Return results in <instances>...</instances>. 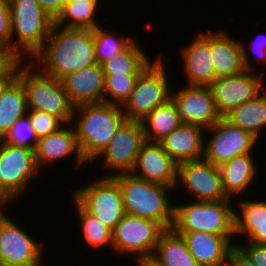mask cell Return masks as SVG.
<instances>
[{"instance_id": "obj_1", "label": "cell", "mask_w": 266, "mask_h": 266, "mask_svg": "<svg viewBox=\"0 0 266 266\" xmlns=\"http://www.w3.org/2000/svg\"><path fill=\"white\" fill-rule=\"evenodd\" d=\"M30 61L43 73L59 80L69 73L98 64L93 30L53 24L43 48Z\"/></svg>"}, {"instance_id": "obj_2", "label": "cell", "mask_w": 266, "mask_h": 266, "mask_svg": "<svg viewBox=\"0 0 266 266\" xmlns=\"http://www.w3.org/2000/svg\"><path fill=\"white\" fill-rule=\"evenodd\" d=\"M126 120L120 105L100 102L75 106L72 124L87 163L94 161Z\"/></svg>"}, {"instance_id": "obj_3", "label": "cell", "mask_w": 266, "mask_h": 266, "mask_svg": "<svg viewBox=\"0 0 266 266\" xmlns=\"http://www.w3.org/2000/svg\"><path fill=\"white\" fill-rule=\"evenodd\" d=\"M113 177L120 186L126 214L158 222L165 229L172 228L175 203L169 193L176 191L173 187L151 183L131 173Z\"/></svg>"}, {"instance_id": "obj_4", "label": "cell", "mask_w": 266, "mask_h": 266, "mask_svg": "<svg viewBox=\"0 0 266 266\" xmlns=\"http://www.w3.org/2000/svg\"><path fill=\"white\" fill-rule=\"evenodd\" d=\"M11 10V51L31 60L44 46L54 20L37 0H9Z\"/></svg>"}, {"instance_id": "obj_5", "label": "cell", "mask_w": 266, "mask_h": 266, "mask_svg": "<svg viewBox=\"0 0 266 266\" xmlns=\"http://www.w3.org/2000/svg\"><path fill=\"white\" fill-rule=\"evenodd\" d=\"M17 78L22 82L28 110L43 111L63 124L72 123L75 105L65 92L62 81L43 73L31 61H24Z\"/></svg>"}, {"instance_id": "obj_6", "label": "cell", "mask_w": 266, "mask_h": 266, "mask_svg": "<svg viewBox=\"0 0 266 266\" xmlns=\"http://www.w3.org/2000/svg\"><path fill=\"white\" fill-rule=\"evenodd\" d=\"M233 201L228 198L220 201L174 204L172 229L176 233L202 231L222 236H235Z\"/></svg>"}, {"instance_id": "obj_7", "label": "cell", "mask_w": 266, "mask_h": 266, "mask_svg": "<svg viewBox=\"0 0 266 266\" xmlns=\"http://www.w3.org/2000/svg\"><path fill=\"white\" fill-rule=\"evenodd\" d=\"M153 60L140 73L129 99L122 106L127 120L141 121L171 97L173 85L169 82L171 75L166 73L164 56L157 54Z\"/></svg>"}, {"instance_id": "obj_8", "label": "cell", "mask_w": 266, "mask_h": 266, "mask_svg": "<svg viewBox=\"0 0 266 266\" xmlns=\"http://www.w3.org/2000/svg\"><path fill=\"white\" fill-rule=\"evenodd\" d=\"M39 172L34 150L0 140V199L6 205L24 196Z\"/></svg>"}, {"instance_id": "obj_9", "label": "cell", "mask_w": 266, "mask_h": 266, "mask_svg": "<svg viewBox=\"0 0 266 266\" xmlns=\"http://www.w3.org/2000/svg\"><path fill=\"white\" fill-rule=\"evenodd\" d=\"M92 181L70 193L89 213L113 231L126 214L120 186L112 176H100Z\"/></svg>"}, {"instance_id": "obj_10", "label": "cell", "mask_w": 266, "mask_h": 266, "mask_svg": "<svg viewBox=\"0 0 266 266\" xmlns=\"http://www.w3.org/2000/svg\"><path fill=\"white\" fill-rule=\"evenodd\" d=\"M45 246L7 216L6 210L0 215V266H47Z\"/></svg>"}, {"instance_id": "obj_11", "label": "cell", "mask_w": 266, "mask_h": 266, "mask_svg": "<svg viewBox=\"0 0 266 266\" xmlns=\"http://www.w3.org/2000/svg\"><path fill=\"white\" fill-rule=\"evenodd\" d=\"M166 229L158 222L125 214L115 226L112 252L134 257L153 256L161 234Z\"/></svg>"}, {"instance_id": "obj_12", "label": "cell", "mask_w": 266, "mask_h": 266, "mask_svg": "<svg viewBox=\"0 0 266 266\" xmlns=\"http://www.w3.org/2000/svg\"><path fill=\"white\" fill-rule=\"evenodd\" d=\"M146 142L140 121L126 120L113 135L110 143L94 159L102 157L105 173L102 176H115L130 173L139 155L141 146Z\"/></svg>"}, {"instance_id": "obj_13", "label": "cell", "mask_w": 266, "mask_h": 266, "mask_svg": "<svg viewBox=\"0 0 266 266\" xmlns=\"http://www.w3.org/2000/svg\"><path fill=\"white\" fill-rule=\"evenodd\" d=\"M205 132H207L206 137H210L204 138L206 142H204L203 157L216 166L234 157L254 153L252 152L255 151L254 146L260 142L251 133L230 124L224 118L205 129Z\"/></svg>"}, {"instance_id": "obj_14", "label": "cell", "mask_w": 266, "mask_h": 266, "mask_svg": "<svg viewBox=\"0 0 266 266\" xmlns=\"http://www.w3.org/2000/svg\"><path fill=\"white\" fill-rule=\"evenodd\" d=\"M180 183V184H179ZM185 187L191 200L210 202L227 200L219 166L204 157L178 164L176 188Z\"/></svg>"}, {"instance_id": "obj_15", "label": "cell", "mask_w": 266, "mask_h": 266, "mask_svg": "<svg viewBox=\"0 0 266 266\" xmlns=\"http://www.w3.org/2000/svg\"><path fill=\"white\" fill-rule=\"evenodd\" d=\"M172 89L170 100L183 124L198 125L204 129L212 127L222 116L215 105L210 87L188 86Z\"/></svg>"}, {"instance_id": "obj_16", "label": "cell", "mask_w": 266, "mask_h": 266, "mask_svg": "<svg viewBox=\"0 0 266 266\" xmlns=\"http://www.w3.org/2000/svg\"><path fill=\"white\" fill-rule=\"evenodd\" d=\"M261 73L244 70L242 73L222 76L210 86L215 105L222 118L237 106L251 100L262 91Z\"/></svg>"}, {"instance_id": "obj_17", "label": "cell", "mask_w": 266, "mask_h": 266, "mask_svg": "<svg viewBox=\"0 0 266 266\" xmlns=\"http://www.w3.org/2000/svg\"><path fill=\"white\" fill-rule=\"evenodd\" d=\"M228 34L226 30H210V54L216 77L236 75L244 70L254 72L256 65L251 63L248 47Z\"/></svg>"}, {"instance_id": "obj_18", "label": "cell", "mask_w": 266, "mask_h": 266, "mask_svg": "<svg viewBox=\"0 0 266 266\" xmlns=\"http://www.w3.org/2000/svg\"><path fill=\"white\" fill-rule=\"evenodd\" d=\"M202 31L180 50L182 73L188 86L210 87L217 78L211 61L210 29Z\"/></svg>"}, {"instance_id": "obj_19", "label": "cell", "mask_w": 266, "mask_h": 266, "mask_svg": "<svg viewBox=\"0 0 266 266\" xmlns=\"http://www.w3.org/2000/svg\"><path fill=\"white\" fill-rule=\"evenodd\" d=\"M178 165L157 142L146 141L140 149L132 175L151 183L176 188Z\"/></svg>"}, {"instance_id": "obj_20", "label": "cell", "mask_w": 266, "mask_h": 266, "mask_svg": "<svg viewBox=\"0 0 266 266\" xmlns=\"http://www.w3.org/2000/svg\"><path fill=\"white\" fill-rule=\"evenodd\" d=\"M34 153L37 166L41 171L44 170L42 168H45V165L48 166L72 156L75 157L74 167L81 168L88 164L81 155L72 123L64 124L57 131L39 138Z\"/></svg>"}, {"instance_id": "obj_21", "label": "cell", "mask_w": 266, "mask_h": 266, "mask_svg": "<svg viewBox=\"0 0 266 266\" xmlns=\"http://www.w3.org/2000/svg\"><path fill=\"white\" fill-rule=\"evenodd\" d=\"M199 266H227L231 250L236 246L235 236H222L209 232L178 233Z\"/></svg>"}, {"instance_id": "obj_22", "label": "cell", "mask_w": 266, "mask_h": 266, "mask_svg": "<svg viewBox=\"0 0 266 266\" xmlns=\"http://www.w3.org/2000/svg\"><path fill=\"white\" fill-rule=\"evenodd\" d=\"M104 79L102 65L95 64L69 73L61 81L70 101L77 106L103 102Z\"/></svg>"}, {"instance_id": "obj_23", "label": "cell", "mask_w": 266, "mask_h": 266, "mask_svg": "<svg viewBox=\"0 0 266 266\" xmlns=\"http://www.w3.org/2000/svg\"><path fill=\"white\" fill-rule=\"evenodd\" d=\"M204 132L205 129L201 126L182 124L159 143L178 165L203 157L206 136Z\"/></svg>"}, {"instance_id": "obj_24", "label": "cell", "mask_w": 266, "mask_h": 266, "mask_svg": "<svg viewBox=\"0 0 266 266\" xmlns=\"http://www.w3.org/2000/svg\"><path fill=\"white\" fill-rule=\"evenodd\" d=\"M254 155L247 153L237 156L219 166L222 187L228 198L235 200L239 195H246L244 193L250 189V185L256 182L260 170H257Z\"/></svg>"}, {"instance_id": "obj_25", "label": "cell", "mask_w": 266, "mask_h": 266, "mask_svg": "<svg viewBox=\"0 0 266 266\" xmlns=\"http://www.w3.org/2000/svg\"><path fill=\"white\" fill-rule=\"evenodd\" d=\"M252 200L240 198L236 204L239 209L234 213L235 237L243 236L246 241L266 245V200Z\"/></svg>"}, {"instance_id": "obj_26", "label": "cell", "mask_w": 266, "mask_h": 266, "mask_svg": "<svg viewBox=\"0 0 266 266\" xmlns=\"http://www.w3.org/2000/svg\"><path fill=\"white\" fill-rule=\"evenodd\" d=\"M223 118L261 140L263 129L266 128V96L264 92L261 91L251 100L237 106Z\"/></svg>"}, {"instance_id": "obj_27", "label": "cell", "mask_w": 266, "mask_h": 266, "mask_svg": "<svg viewBox=\"0 0 266 266\" xmlns=\"http://www.w3.org/2000/svg\"><path fill=\"white\" fill-rule=\"evenodd\" d=\"M152 257L163 266H199L185 239L172 228L161 234Z\"/></svg>"}, {"instance_id": "obj_28", "label": "cell", "mask_w": 266, "mask_h": 266, "mask_svg": "<svg viewBox=\"0 0 266 266\" xmlns=\"http://www.w3.org/2000/svg\"><path fill=\"white\" fill-rule=\"evenodd\" d=\"M140 122L146 141L157 143L183 124L170 99L166 103L155 107Z\"/></svg>"}, {"instance_id": "obj_29", "label": "cell", "mask_w": 266, "mask_h": 266, "mask_svg": "<svg viewBox=\"0 0 266 266\" xmlns=\"http://www.w3.org/2000/svg\"><path fill=\"white\" fill-rule=\"evenodd\" d=\"M134 39L119 54L103 62L105 75L140 74L153 60Z\"/></svg>"}, {"instance_id": "obj_30", "label": "cell", "mask_w": 266, "mask_h": 266, "mask_svg": "<svg viewBox=\"0 0 266 266\" xmlns=\"http://www.w3.org/2000/svg\"><path fill=\"white\" fill-rule=\"evenodd\" d=\"M71 202L76 209V219L79 221L80 231L83 235V240L92 250L98 251L104 247L110 248L113 246V233L110 228L104 225L97 217L89 213L71 194ZM83 232V233H82Z\"/></svg>"}, {"instance_id": "obj_31", "label": "cell", "mask_w": 266, "mask_h": 266, "mask_svg": "<svg viewBox=\"0 0 266 266\" xmlns=\"http://www.w3.org/2000/svg\"><path fill=\"white\" fill-rule=\"evenodd\" d=\"M27 112L26 92L22 82L16 78L0 97V139Z\"/></svg>"}, {"instance_id": "obj_32", "label": "cell", "mask_w": 266, "mask_h": 266, "mask_svg": "<svg viewBox=\"0 0 266 266\" xmlns=\"http://www.w3.org/2000/svg\"><path fill=\"white\" fill-rule=\"evenodd\" d=\"M99 4L102 5L100 2L66 1L62 11L54 20V24L60 27L94 30L102 26L97 20Z\"/></svg>"}, {"instance_id": "obj_33", "label": "cell", "mask_w": 266, "mask_h": 266, "mask_svg": "<svg viewBox=\"0 0 266 266\" xmlns=\"http://www.w3.org/2000/svg\"><path fill=\"white\" fill-rule=\"evenodd\" d=\"M93 39L95 42V52L98 64H102L106 60L119 54L125 49L134 39L131 35L127 36L123 33L119 35L112 28L109 30L106 27H96L93 30Z\"/></svg>"}, {"instance_id": "obj_34", "label": "cell", "mask_w": 266, "mask_h": 266, "mask_svg": "<svg viewBox=\"0 0 266 266\" xmlns=\"http://www.w3.org/2000/svg\"><path fill=\"white\" fill-rule=\"evenodd\" d=\"M140 74L105 75L103 102L123 106Z\"/></svg>"}, {"instance_id": "obj_35", "label": "cell", "mask_w": 266, "mask_h": 266, "mask_svg": "<svg viewBox=\"0 0 266 266\" xmlns=\"http://www.w3.org/2000/svg\"><path fill=\"white\" fill-rule=\"evenodd\" d=\"M0 140L13 146L35 150L38 137L31 126L28 114L19 118Z\"/></svg>"}, {"instance_id": "obj_36", "label": "cell", "mask_w": 266, "mask_h": 266, "mask_svg": "<svg viewBox=\"0 0 266 266\" xmlns=\"http://www.w3.org/2000/svg\"><path fill=\"white\" fill-rule=\"evenodd\" d=\"M27 114L38 139L57 131L64 125L57 117L43 111L28 110Z\"/></svg>"}, {"instance_id": "obj_37", "label": "cell", "mask_w": 266, "mask_h": 266, "mask_svg": "<svg viewBox=\"0 0 266 266\" xmlns=\"http://www.w3.org/2000/svg\"><path fill=\"white\" fill-rule=\"evenodd\" d=\"M0 40L11 50V10L9 0H0Z\"/></svg>"}, {"instance_id": "obj_38", "label": "cell", "mask_w": 266, "mask_h": 266, "mask_svg": "<svg viewBox=\"0 0 266 266\" xmlns=\"http://www.w3.org/2000/svg\"><path fill=\"white\" fill-rule=\"evenodd\" d=\"M246 245L236 246L251 260L256 266H266V245L254 244L246 241Z\"/></svg>"}, {"instance_id": "obj_39", "label": "cell", "mask_w": 266, "mask_h": 266, "mask_svg": "<svg viewBox=\"0 0 266 266\" xmlns=\"http://www.w3.org/2000/svg\"><path fill=\"white\" fill-rule=\"evenodd\" d=\"M23 59H17L2 75H0V97L7 87L17 78Z\"/></svg>"}, {"instance_id": "obj_40", "label": "cell", "mask_w": 266, "mask_h": 266, "mask_svg": "<svg viewBox=\"0 0 266 266\" xmlns=\"http://www.w3.org/2000/svg\"><path fill=\"white\" fill-rule=\"evenodd\" d=\"M253 40L254 41H252V43L250 42L249 46L251 48L249 50H252L256 54L257 60L258 62H260L257 64L262 63L261 65H266V35H264L263 33L260 35L258 34L257 38H253Z\"/></svg>"}, {"instance_id": "obj_41", "label": "cell", "mask_w": 266, "mask_h": 266, "mask_svg": "<svg viewBox=\"0 0 266 266\" xmlns=\"http://www.w3.org/2000/svg\"><path fill=\"white\" fill-rule=\"evenodd\" d=\"M67 0H37L42 9L55 20L62 11Z\"/></svg>"}, {"instance_id": "obj_42", "label": "cell", "mask_w": 266, "mask_h": 266, "mask_svg": "<svg viewBox=\"0 0 266 266\" xmlns=\"http://www.w3.org/2000/svg\"><path fill=\"white\" fill-rule=\"evenodd\" d=\"M227 266H256L251 260L235 246L229 255Z\"/></svg>"}, {"instance_id": "obj_43", "label": "cell", "mask_w": 266, "mask_h": 266, "mask_svg": "<svg viewBox=\"0 0 266 266\" xmlns=\"http://www.w3.org/2000/svg\"><path fill=\"white\" fill-rule=\"evenodd\" d=\"M18 57L15 54H0V75H2Z\"/></svg>"}, {"instance_id": "obj_44", "label": "cell", "mask_w": 266, "mask_h": 266, "mask_svg": "<svg viewBox=\"0 0 266 266\" xmlns=\"http://www.w3.org/2000/svg\"><path fill=\"white\" fill-rule=\"evenodd\" d=\"M136 260V266H163L154 257H140Z\"/></svg>"}, {"instance_id": "obj_45", "label": "cell", "mask_w": 266, "mask_h": 266, "mask_svg": "<svg viewBox=\"0 0 266 266\" xmlns=\"http://www.w3.org/2000/svg\"><path fill=\"white\" fill-rule=\"evenodd\" d=\"M0 54H14L2 40H0Z\"/></svg>"}, {"instance_id": "obj_46", "label": "cell", "mask_w": 266, "mask_h": 266, "mask_svg": "<svg viewBox=\"0 0 266 266\" xmlns=\"http://www.w3.org/2000/svg\"><path fill=\"white\" fill-rule=\"evenodd\" d=\"M7 206L1 199H0V215L6 210Z\"/></svg>"}, {"instance_id": "obj_47", "label": "cell", "mask_w": 266, "mask_h": 266, "mask_svg": "<svg viewBox=\"0 0 266 266\" xmlns=\"http://www.w3.org/2000/svg\"><path fill=\"white\" fill-rule=\"evenodd\" d=\"M67 1H81V2H84V1H88V2H102L103 0H67Z\"/></svg>"}, {"instance_id": "obj_48", "label": "cell", "mask_w": 266, "mask_h": 266, "mask_svg": "<svg viewBox=\"0 0 266 266\" xmlns=\"http://www.w3.org/2000/svg\"><path fill=\"white\" fill-rule=\"evenodd\" d=\"M265 90V91H264ZM262 91L264 92L265 96H266V88H265V85H264V82L262 83Z\"/></svg>"}]
</instances>
